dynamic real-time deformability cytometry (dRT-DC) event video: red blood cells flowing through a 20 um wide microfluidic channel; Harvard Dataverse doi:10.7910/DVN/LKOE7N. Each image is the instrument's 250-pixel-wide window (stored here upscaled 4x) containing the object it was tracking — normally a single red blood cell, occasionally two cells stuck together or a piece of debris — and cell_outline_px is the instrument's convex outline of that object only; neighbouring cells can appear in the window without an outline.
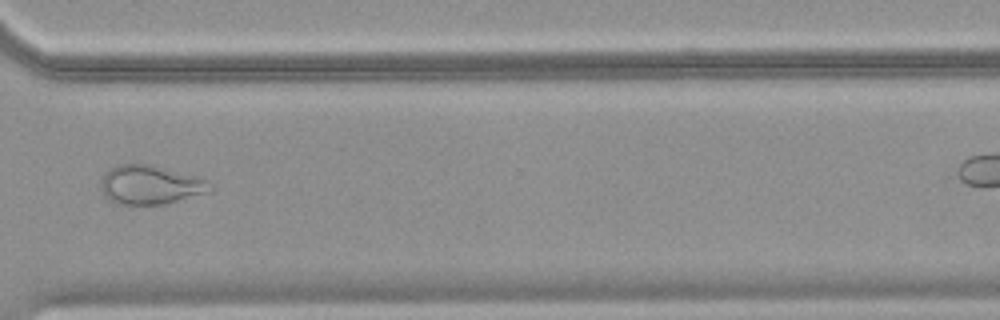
{"species": "common noctule bat (a hibernating species)", "species_latin": "Nyctalus noctula", "temperature_condition": "warm", "stored_images_in_passage": 44, "camera_frame_rate_fps": 3000, "um_per_image_px": 0.085, "animal": {"sex": "female", "body_mass_g": 18.4}, "frame": {"image": 1, "passage_image": 38, "time_ms": 12.333, "image_size_px": [1000, 320], "cell_outline_px": [[212, 188], [208, 192], [164, 204], [116, 204], [108, 200], [104, 196], [100, 188], [100, 184], [104, 176], [116, 164], [148, 164], [196, 176], [208, 180], [212, 184]], "centroid_in_image_um": [12.76, 15.72], "position_along_channel_um": 357.8, "area_um2": 24.62}}